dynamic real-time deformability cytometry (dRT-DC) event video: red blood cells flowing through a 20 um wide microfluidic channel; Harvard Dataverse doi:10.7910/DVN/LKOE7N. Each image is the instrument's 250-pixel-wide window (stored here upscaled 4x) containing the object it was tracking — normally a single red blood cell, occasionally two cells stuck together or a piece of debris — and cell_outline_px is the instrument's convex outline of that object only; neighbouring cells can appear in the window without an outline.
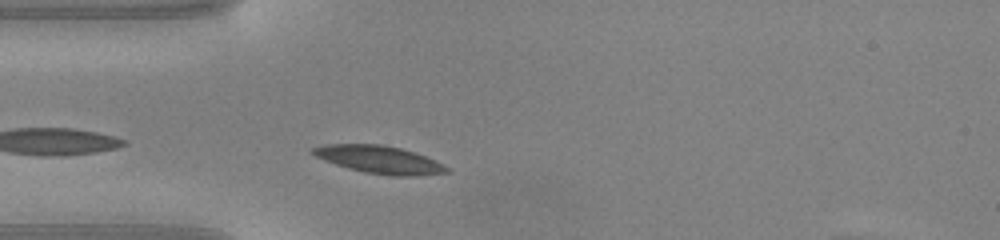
{"species": "common noctule bat (a hibernating species)", "species_latin": "Nyctalus noctula", "temperature_condition": "warm", "stored_images_in_passage": 37, "camera_frame_rate_fps": 3000, "um_per_image_px": 0.085, "animal": {"sex": "male", "body_mass_g": 20.0, "forearm_length_mm": 53.3}, "frame": {"image": 1, "passage_image": 3, "time_ms": 0.667, "image_size_px": [1000, 240], "cell_outline_px": [[452, 168], [448, 172], [416, 176], [392, 176], [364, 172], [348, 168], [324, 160], [316, 156], [312, 152], [312, 148], [324, 144], [380, 144], [400, 148], [424, 156], [444, 164]], "centroid_in_image_um": [32.27, 13.57], "position_along_channel_um": 52.7, "area_um2": 21.44}}
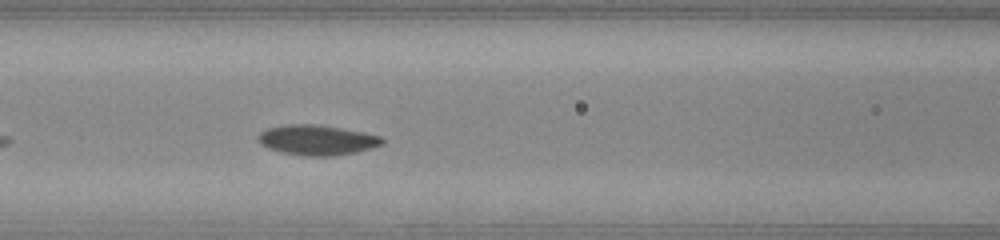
{"frame": {"image": 2, "passage_image": 10, "time_ms": 3.0, "image_size_px": [1000, 240], "cell_outline_px": [[384, 144], [372, 148], [356, 152], [332, 156], [308, 156], [284, 152], [272, 148], [264, 144], [260, 140], [260, 132], [268, 128], [288, 124], [316, 124], [364, 132], [380, 136], [384, 140]], "centroid_in_image_um": [27.04, 11.89], "position_along_channel_um": 139.6, "area_um2": 21.33}}
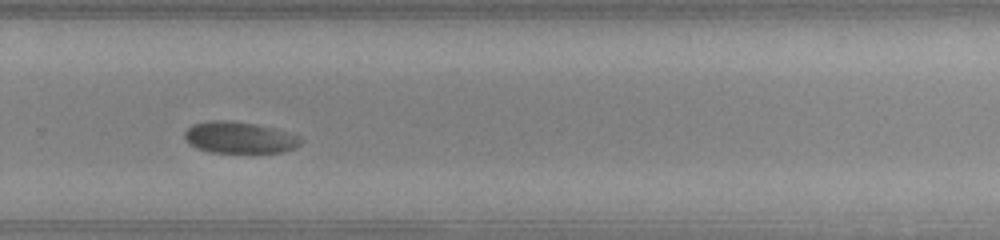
{"frame": {"image": 3, "passage_image": 23, "time_ms": 7.333, "image_size_px": [1000, 240], "cell_outline_px": [[304, 140], [296, 148], [284, 152], [212, 152], [196, 148], [188, 144], [184, 136], [184, 132], [192, 124], [216, 120], [224, 120], [256, 124], [288, 132], [300, 136]], "centroid_in_image_um": [20.37, 11.7], "position_along_channel_um": 309.4, "area_um2": 21.33}, "authors_computed_cell_mechanics": {"area_um2": 21.097, "velocity_mm_per_s": 3.9292, "shape_relaxation_time_tau1_ms": 2.197, "shape_relaxation_time_tau2_ms": null, "deformation_change_tau1": 0.0832, "deformation_change_tau2": null}}